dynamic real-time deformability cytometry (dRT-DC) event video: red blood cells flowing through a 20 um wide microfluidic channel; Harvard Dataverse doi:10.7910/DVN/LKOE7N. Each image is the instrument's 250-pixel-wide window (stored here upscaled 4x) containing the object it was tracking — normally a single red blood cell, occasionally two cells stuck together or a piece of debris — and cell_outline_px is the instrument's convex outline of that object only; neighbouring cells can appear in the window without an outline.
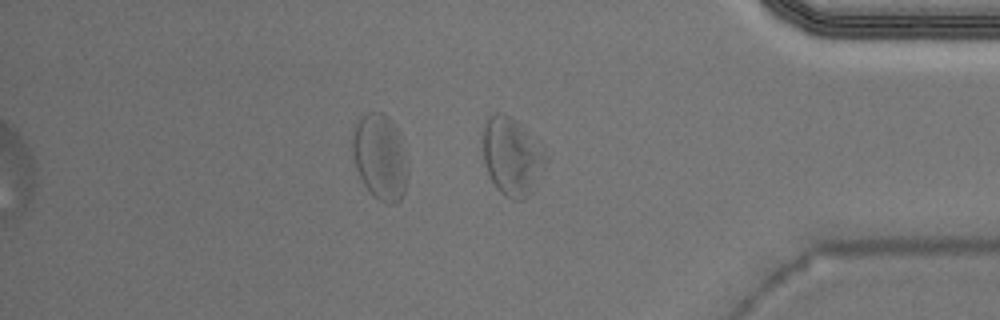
{"species": "Egyptian fruit bat (a non-hibernating species)", "species_latin": "Rousettus aegyptiacus", "temperature_condition": "warm", "stored_images_in_passage": 35, "camera_frame_rate_fps": 3000, "um_per_image_px": 0.085, "animal": {"sex": "male"}, "frame": {"image": 1, "passage_image": 30, "time_ms": 9.667, "image_size_px": [1000, 320], "cell_outline_px": [[548, 156], [536, 184], [532, 192], [524, 200], [512, 200], [504, 196], [496, 188], [484, 164], [484, 128], [488, 112], [500, 112], [516, 120], [544, 144]], "centroid_in_image_um": [43.55, 13.27], "position_along_channel_um": 391.7, "area_um2": 29.02}, "authors_computed_cell_mechanics": {"area_um2": 23.987, "velocity_mm_per_s": 3.9201, "shape_relaxation_time_tau1_ms": null, "shape_relaxation_time_tau2_ms": 2.4812, "deformation_change_tau1": null, "deformation_change_tau2": 0.1306}}